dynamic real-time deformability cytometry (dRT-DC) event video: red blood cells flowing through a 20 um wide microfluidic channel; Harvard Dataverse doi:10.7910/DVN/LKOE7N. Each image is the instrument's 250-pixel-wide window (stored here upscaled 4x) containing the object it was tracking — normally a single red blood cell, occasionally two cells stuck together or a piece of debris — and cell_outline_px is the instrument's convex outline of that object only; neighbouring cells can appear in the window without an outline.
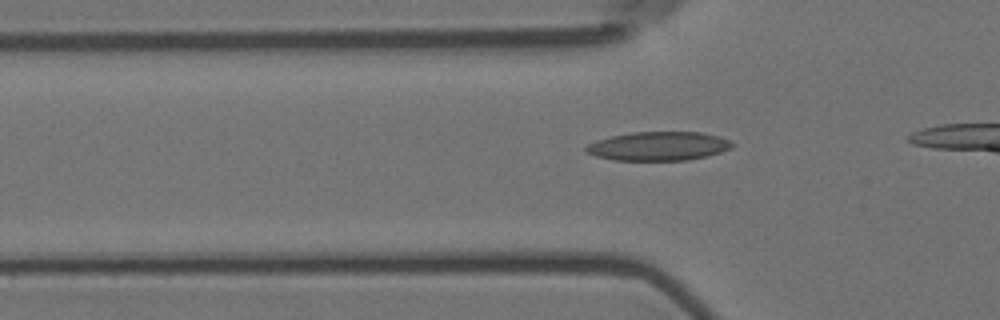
{"species": "Egyptian fruit bat (a non-hibernating species)", "species_latin": "Rousettus aegyptiacus", "temperature_condition": "room temperature", "stored_images_in_passage": 20, "camera_frame_rate_fps": 3000, "um_per_image_px": 0.085, "animal": {"sex": "female"}, "frame": {"image": 1, "passage_image": 10, "time_ms": 3.0, "image_size_px": [1000, 320], "cell_outline_px": [[732, 148], [708, 156], [688, 160], [612, 160], [596, 156], [588, 152], [584, 148], [588, 144], [596, 140], [612, 136], [632, 132], [700, 132], [716, 136], [728, 140], [732, 144]], "centroid_in_image_um": [55.95, 12.42], "position_along_channel_um": 69.8, "area_um2": 24.39}}
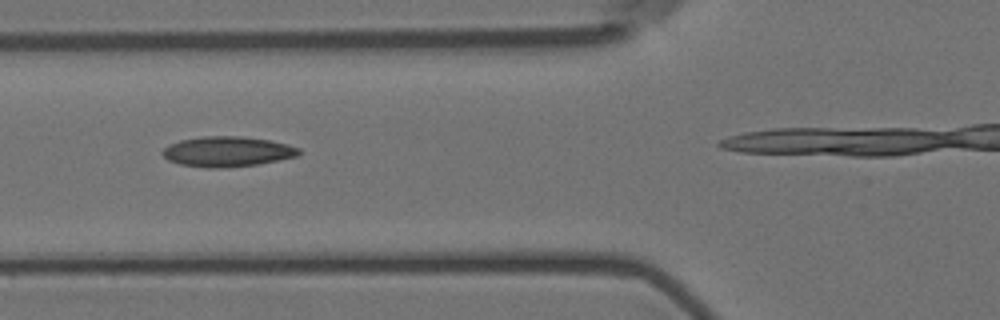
{"frame": {"image": 2, "passage_image": 13, "time_ms": 4.0, "image_size_px": [1000, 320], "cell_outline_px": [[300, 152], [296, 156], [256, 164], [224, 168], [208, 168], [180, 164], [168, 160], [160, 152], [168, 144], [180, 140], [204, 136], [240, 136], [268, 140], [288, 144], [300, 148]], "centroid_in_image_um": [19.28, 12.88], "position_along_channel_um": 106.5, "area_um2": 23.87}}
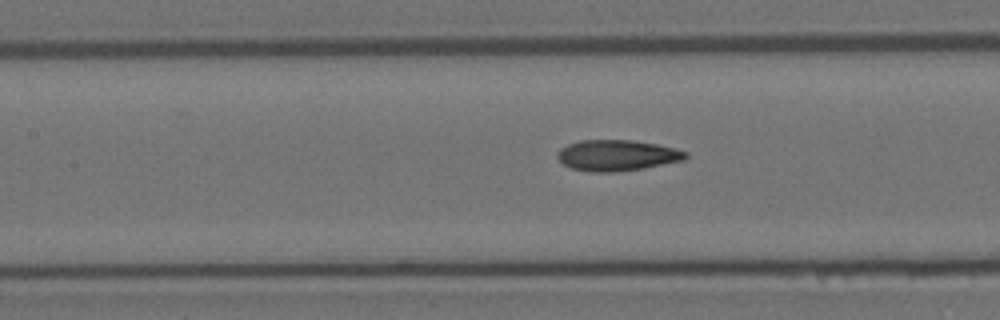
{"frame": {"image": 3, "passage_image": 17, "time_ms": 5.333, "image_size_px": [1000, 320], "cell_outline_px": [[688, 156], [684, 160], [644, 168], [612, 172], [592, 172], [572, 168], [564, 164], [556, 156], [556, 152], [560, 148], [568, 144], [580, 140], [632, 140], [656, 144], [676, 148], [688, 152]], "centroid_in_image_um": [52.45, 13.2], "position_along_channel_um": 155.0, "area_um2": 23.12}}